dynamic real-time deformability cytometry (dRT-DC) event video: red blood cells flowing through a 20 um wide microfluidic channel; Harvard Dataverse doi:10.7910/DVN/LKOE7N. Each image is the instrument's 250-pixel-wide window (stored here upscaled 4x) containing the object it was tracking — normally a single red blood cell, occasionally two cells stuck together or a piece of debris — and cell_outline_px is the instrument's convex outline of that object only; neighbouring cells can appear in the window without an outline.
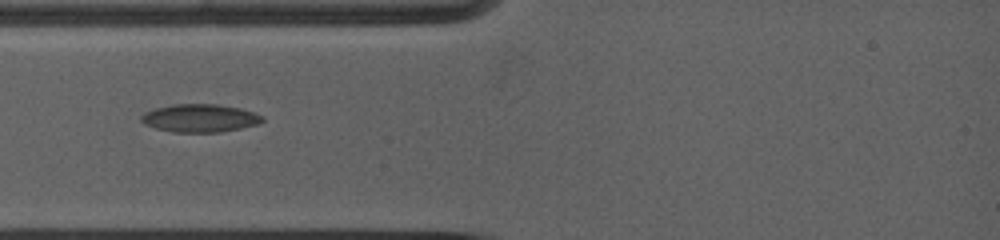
{"species": "common noctule bat (a hibernating species)", "species_latin": "Nyctalus noctula", "temperature_condition": "warm", "stored_images_in_passage": 31, "camera_frame_rate_fps": 5000, "um_per_image_px": 0.085, "animal": {"sex": "female", "body_mass_g": 19.0, "forearm_length_mm": 53.3}, "frame": {"image": 1, "passage_image": 1, "time_ms": 0.0, "image_size_px": [1000, 240], "cell_outline_px": [[264, 120], [256, 124], [240, 128], [220, 132], [172, 132], [156, 128], [144, 124], [140, 120], [140, 116], [144, 112], [156, 108], [172, 104], [216, 104], [240, 108], [264, 116]], "centroid_in_image_um": [16.96, 10.04], "position_along_channel_um": 68.0, "area_um2": 19.71}}
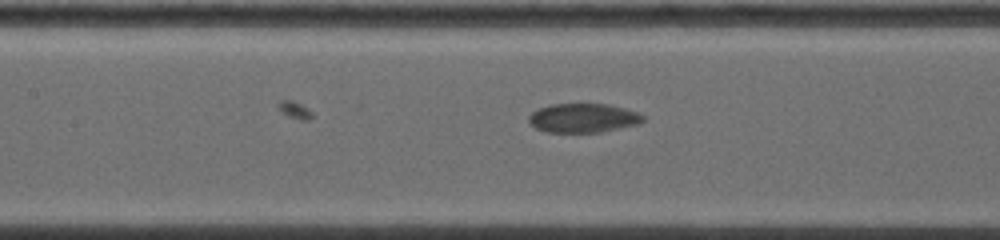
{"frame": {"image": 2, "passage_image": 10, "time_ms": 2.4, "image_size_px": [1000, 240], "cell_outline_px": [[644, 120], [640, 124], [600, 132], [548, 132], [536, 128], [528, 120], [528, 116], [532, 112], [548, 104], [608, 104], [624, 108], [636, 112], [644, 116]], "centroid_in_image_um": [49.57, 10.03], "position_along_channel_um": 157.8, "area_um2": 19.31}}
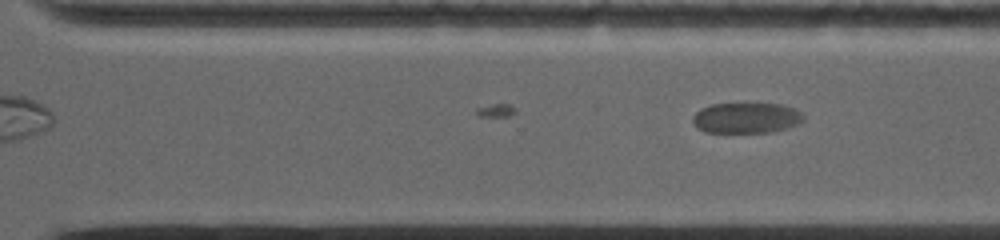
{"frame": {"image": 3, "passage_image": 31, "time_ms": 6.4, "image_size_px": [1000, 240], "cell_outline_px": [[804, 120], [788, 128], [772, 132], [704, 132], [696, 128], [692, 120], [692, 116], [700, 108], [712, 104], [780, 104], [792, 108], [800, 112], [804, 116]], "centroid_in_image_um": [63.4, 10.03], "position_along_channel_um": 307.2, "area_um2": 19.71}}